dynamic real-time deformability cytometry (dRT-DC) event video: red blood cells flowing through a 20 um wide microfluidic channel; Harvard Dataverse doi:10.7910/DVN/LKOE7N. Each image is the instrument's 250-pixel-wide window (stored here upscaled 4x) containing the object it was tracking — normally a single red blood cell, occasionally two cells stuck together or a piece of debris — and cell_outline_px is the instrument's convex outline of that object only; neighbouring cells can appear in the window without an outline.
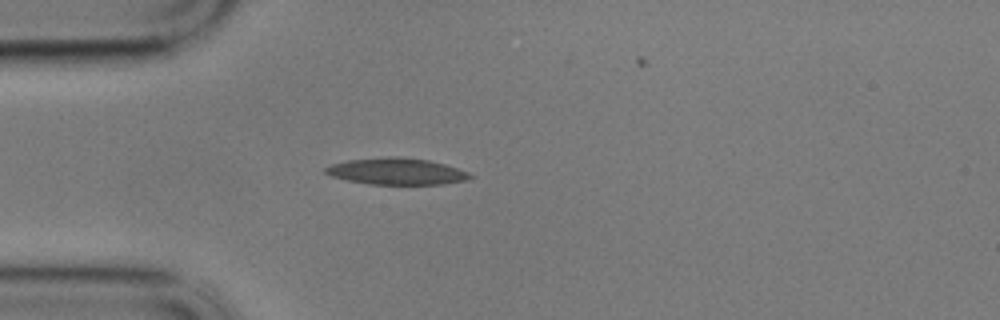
{"species": "common noctule bat (a hibernating species)", "species_latin": "Nyctalus noctula", "temperature_condition": "cold", "stored_images_in_passage": 35, "camera_frame_rate_fps": 3000, "um_per_image_px": 0.085, "animal": {"sex": "male", "body_mass_g": 17.9}, "frame": {"image": 1, "passage_image": 1, "time_ms": 0.0, "image_size_px": [1000, 320], "cell_outline_px": [[476, 176], [468, 180], [444, 184], [368, 184], [348, 180], [332, 176], [324, 172], [324, 168], [332, 164], [348, 160], [388, 156], [400, 156], [428, 160], [444, 164], [468, 172]], "centroid_in_image_um": [33.73, 14.56], "position_along_channel_um": 51.3, "area_um2": 22.43}}
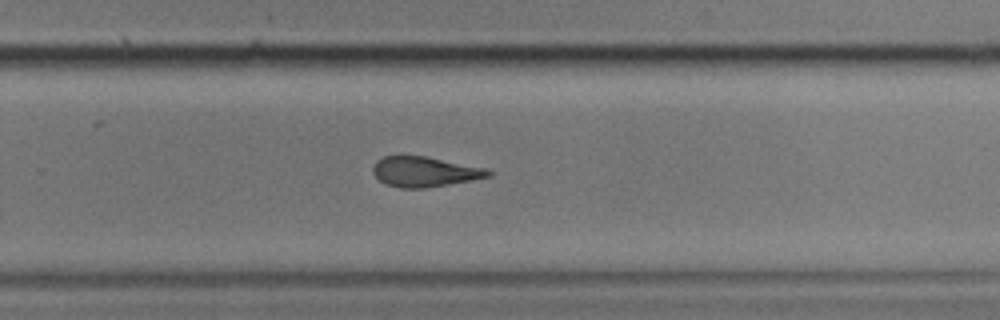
{"frame": {"image": 2, "passage_image": 23, "time_ms": 7.333, "image_size_px": [1000, 320], "cell_outline_px": [[492, 176], [472, 180], [424, 188], [400, 188], [384, 184], [372, 172], [372, 168], [376, 160], [384, 156], [428, 156], [484, 168], [492, 172]], "centroid_in_image_um": [36.07, 14.6], "position_along_channel_um": 293.7, "area_um2": 20.23}}
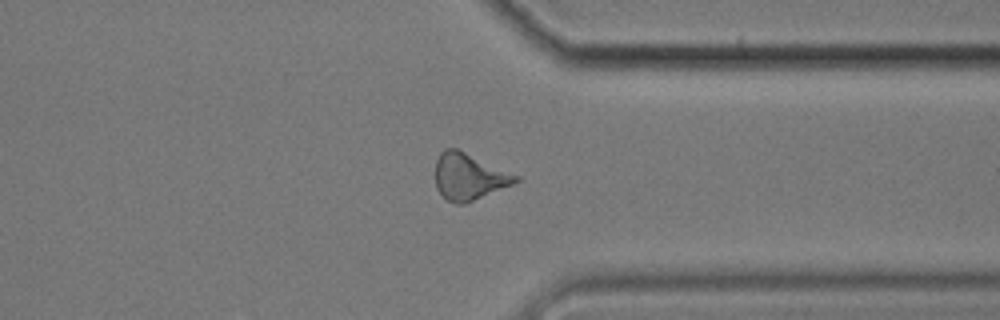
{"frame": {"image": 3, "passage_image": 30, "time_ms": 9.667, "image_size_px": [1000, 320], "cell_outline_px": [[520, 180], [512, 184], [464, 204], [456, 204], [448, 200], [436, 188], [436, 160], [440, 152], [444, 148], [456, 148], [520, 176]], "centroid_in_image_um": [39.85, 15.0], "position_along_channel_um": 371.6, "area_um2": 21.5}}